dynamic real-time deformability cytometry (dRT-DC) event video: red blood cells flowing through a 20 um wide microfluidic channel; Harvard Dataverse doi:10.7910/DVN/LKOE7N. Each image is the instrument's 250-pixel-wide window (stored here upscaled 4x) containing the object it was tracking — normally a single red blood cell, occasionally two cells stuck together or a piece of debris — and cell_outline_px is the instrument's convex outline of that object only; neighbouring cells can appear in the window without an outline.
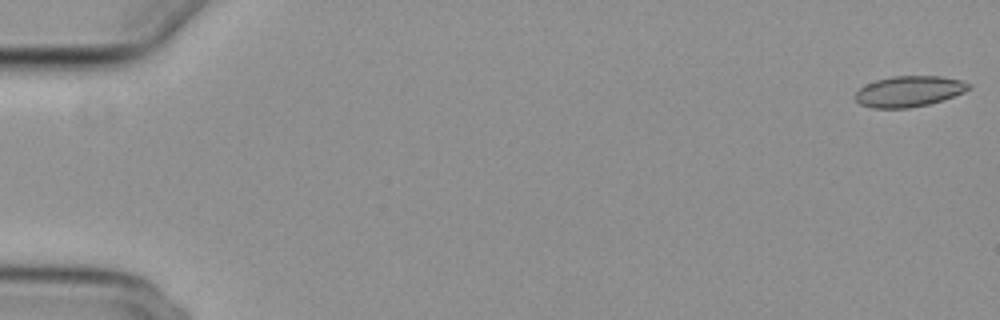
{"species": "common noctule bat (a hibernating species)", "species_latin": "Nyctalus noctula", "temperature_condition": "cold", "stored_images_in_passage": 46, "camera_frame_rate_fps": 3000, "um_per_image_px": 0.085, "animal": {"sex": "female", "body_mass_g": 29.2, "forearm_length_mm": 56.3}, "frame": {"image": 1, "passage_image": 1, "time_ms": 0.0, "image_size_px": [1000, 320], "cell_outline_px": [[972, 88], [964, 92], [928, 104], [908, 108], [872, 108], [860, 104], [852, 96], [860, 88], [876, 80], [892, 76], [940, 76], [960, 80], [972, 84]], "centroid_in_image_um": [77.25, 7.76], "position_along_channel_um": 7.7, "area_um2": 20.29}}
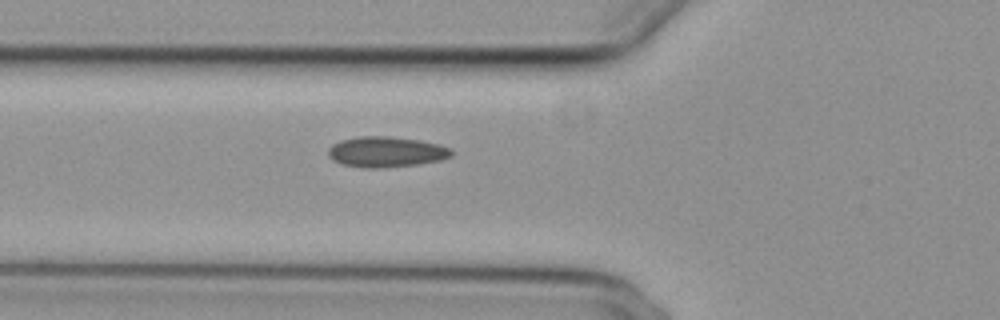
{"frame": {"image": 2, "passage_image": 21, "time_ms": 6.667, "image_size_px": [1000, 320], "cell_outline_px": [[452, 156], [440, 160], [416, 164], [380, 168], [364, 168], [340, 164], [332, 160], [328, 156], [328, 148], [332, 144], [340, 140], [360, 136], [388, 136], [420, 140], [440, 144], [452, 148]], "centroid_in_image_um": [32.8, 12.9], "position_along_channel_um": 93.0, "area_um2": 22.14}}
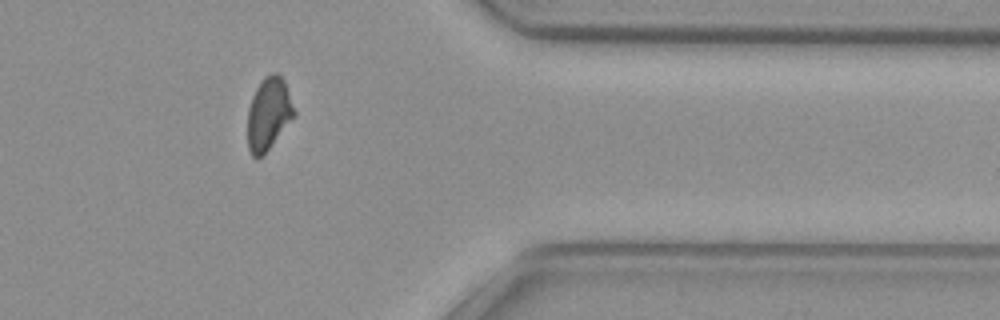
{"frame": {"image": 3, "passage_image": 46, "time_ms": 15.0, "image_size_px": [1000, 320], "cell_outline_px": [[296, 116], [268, 148], [256, 160], [252, 156], [248, 148], [248, 108], [252, 96], [256, 88], [264, 76], [272, 72], [276, 72], [280, 76], [288, 92], [296, 112]], "centroid_in_image_um": [22.82, 9.67], "position_along_channel_um": 388.6, "area_um2": 19.42}, "authors_computed_cell_mechanics": {"area_um2": 20.6635, "velocity_mm_per_s": 3.7347, "shape_relaxation_time_tau1_ms": 8.3538, "shape_relaxation_time_tau2_ms": 3.2055, "deformation_change_tau1": 0.1509, "deformation_change_tau2": 0.0658}}